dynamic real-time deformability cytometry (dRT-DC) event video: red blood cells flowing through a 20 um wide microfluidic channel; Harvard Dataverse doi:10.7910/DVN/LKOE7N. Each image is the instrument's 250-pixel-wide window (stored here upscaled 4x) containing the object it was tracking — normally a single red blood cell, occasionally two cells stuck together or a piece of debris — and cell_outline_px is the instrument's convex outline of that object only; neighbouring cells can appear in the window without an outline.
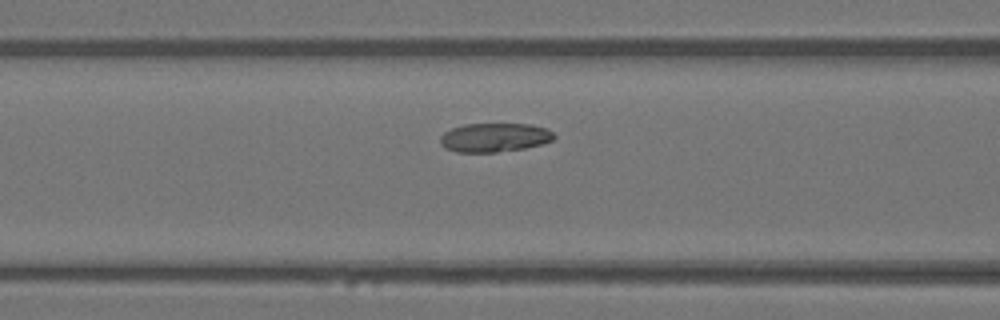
{"species": "Egyptian fruit bat (a non-hibernating species)", "species_latin": "Rousettus aegyptiacus", "temperature_condition": "warm", "stored_images_in_passage": 6, "camera_frame_rate_fps": 3000, "um_per_image_px": 0.085, "animal": {"sex": "female"}, "frame": {"image": 1, "passage_image": 5, "time_ms": 1.333, "image_size_px": [1000, 320], "cell_outline_px": [[556, 136], [552, 140], [540, 144], [524, 148], [496, 152], [456, 152], [444, 148], [440, 144], [440, 136], [444, 132], [452, 128], [464, 124], [528, 124], [548, 128]], "centroid_in_image_um": [42.0, 11.68], "position_along_channel_um": 124.6, "area_um2": 19.19}}